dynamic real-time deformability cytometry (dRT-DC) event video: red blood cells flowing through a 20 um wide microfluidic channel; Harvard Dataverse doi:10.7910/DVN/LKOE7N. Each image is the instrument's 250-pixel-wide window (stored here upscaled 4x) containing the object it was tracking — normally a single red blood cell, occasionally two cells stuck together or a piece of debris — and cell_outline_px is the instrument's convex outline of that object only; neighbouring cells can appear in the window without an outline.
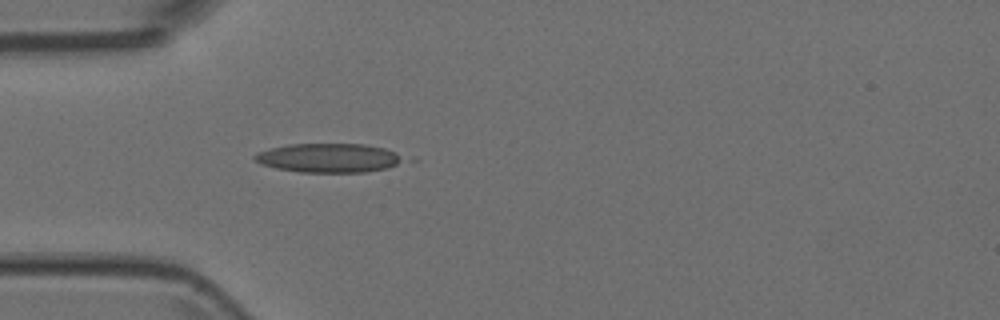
{"species": "Egyptian fruit bat (a non-hibernating species)", "species_latin": "Rousettus aegyptiacus", "temperature_condition": "room temperature", "stored_images_in_passage": 1, "camera_frame_rate_fps": 3000, "um_per_image_px": 0.085, "animal": {"sex": "female"}, "frame": {"image": 1, "passage_image": 1, "time_ms": 0.0, "image_size_px": [1000, 320], "cell_outline_px": [[404, 160], [388, 168], [364, 172], [300, 172], [276, 168], [260, 164], [252, 156], [256, 152], [288, 144], [364, 144], [384, 148], [396, 152]], "centroid_in_image_um": [27.9, 13.42], "position_along_channel_um": 57.1, "area_um2": 25.03}}